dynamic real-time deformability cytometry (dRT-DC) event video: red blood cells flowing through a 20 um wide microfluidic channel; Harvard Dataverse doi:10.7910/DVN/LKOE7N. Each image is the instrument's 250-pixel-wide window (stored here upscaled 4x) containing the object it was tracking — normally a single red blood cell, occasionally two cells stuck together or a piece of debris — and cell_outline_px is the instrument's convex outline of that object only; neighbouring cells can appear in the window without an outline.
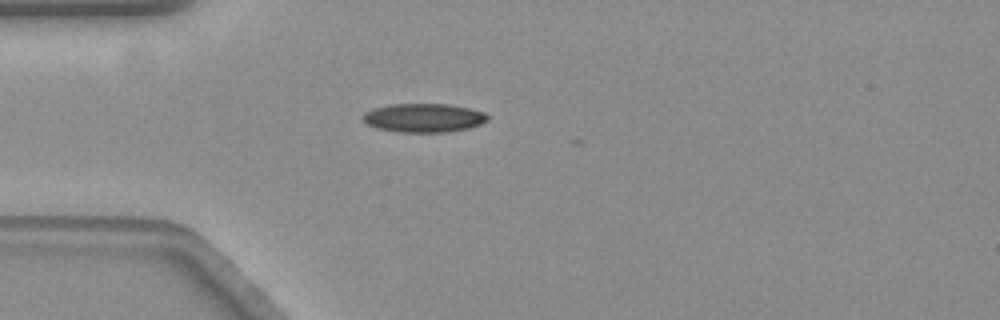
{"species": "common noctule bat (a hibernating species)", "species_latin": "Nyctalus noctula", "temperature_condition": "warm", "stored_images_in_passage": 32, "camera_frame_rate_fps": 3000, "um_per_image_px": 0.085, "animal": {"sex": "female", "body_mass_g": 19.3, "forearm_length_mm": 54.1}, "frame": {"image": 1, "passage_image": 1, "time_ms": 0.0, "image_size_px": [1000, 320], "cell_outline_px": [[488, 120], [480, 124], [468, 128], [448, 132], [400, 132], [376, 128], [368, 124], [360, 116], [364, 112], [372, 108], [388, 104], [448, 104], [468, 108], [484, 112], [488, 116]], "centroid_in_image_um": [35.98, 10.01], "position_along_channel_um": 49.0, "area_um2": 20.98}}
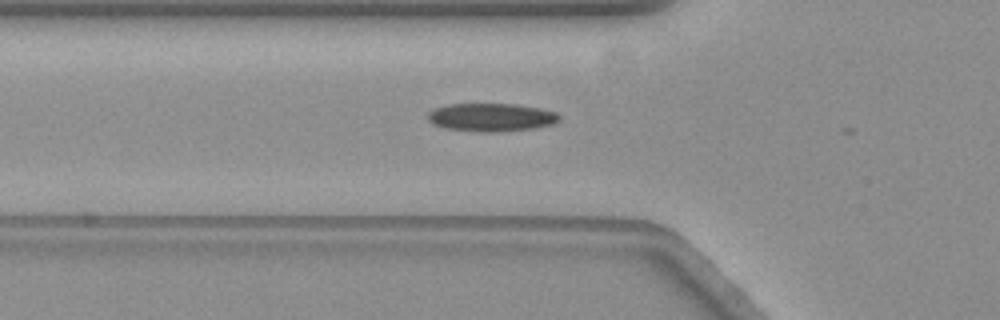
{"frame": {"image": 2, "passage_image": 5, "time_ms": 1.333, "image_size_px": [1000, 320], "cell_outline_px": [[560, 120], [552, 124], [536, 128], [496, 132], [480, 132], [444, 128], [432, 124], [428, 120], [428, 112], [432, 108], [448, 104], [516, 104], [540, 108], [556, 112], [560, 116]], "centroid_in_image_um": [41.73, 9.97], "position_along_channel_um": 84.1, "area_um2": 21.79}, "authors_computed_cell_mechanics": {"area_um2": 21.3282, "velocity_mm_per_s": 3.5394, "shape_relaxation_time_tau1_ms": 7.428, "shape_relaxation_time_tau2_ms": 3.3261, "deformation_change_tau1": 0.1953, "deformation_change_tau2": 0.0973}}